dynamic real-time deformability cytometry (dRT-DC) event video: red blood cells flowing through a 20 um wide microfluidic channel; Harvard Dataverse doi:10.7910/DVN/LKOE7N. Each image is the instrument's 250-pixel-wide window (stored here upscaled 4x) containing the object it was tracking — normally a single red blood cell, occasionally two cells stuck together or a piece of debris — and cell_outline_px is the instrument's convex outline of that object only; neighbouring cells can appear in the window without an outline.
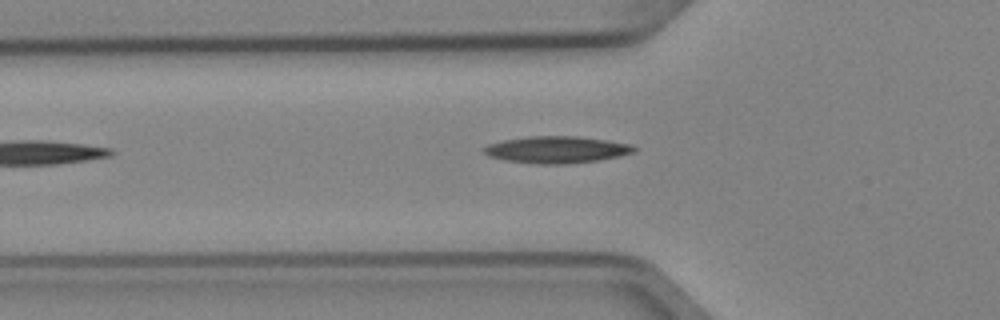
{"species": "Egyptian fruit bat (a non-hibernating species)", "species_latin": "Rousettus aegyptiacus", "temperature_condition": "cold", "stored_images_in_passage": 4, "camera_frame_rate_fps": 3000, "um_per_image_px": 0.085, "animal": {"sex": "female"}, "frame": {"image": 1, "passage_image": 3, "time_ms": 0.667, "image_size_px": [1000, 320], "cell_outline_px": [[636, 148], [632, 152], [616, 156], [596, 160], [564, 164], [536, 164], [504, 160], [488, 156], [484, 152], [484, 148], [488, 144], [504, 140], [528, 136], [576, 136], [608, 140], [628, 144]], "centroid_in_image_um": [47.24, 12.72], "position_along_channel_um": 78.6, "area_um2": 23.18}}
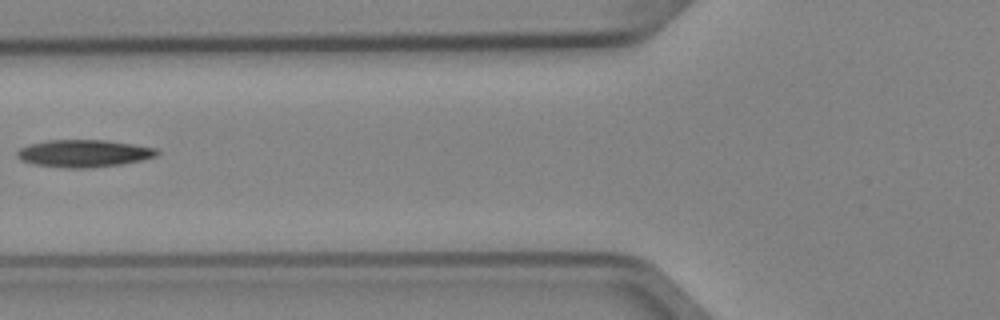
{"frame": {"image": 2, "passage_image": 4, "time_ms": 1.0, "image_size_px": [1000, 320], "cell_outline_px": [[160, 152], [156, 156], [140, 160], [120, 164], [84, 168], [68, 168], [36, 164], [20, 160], [16, 156], [16, 152], [20, 148], [32, 144], [48, 140], [104, 140], [132, 144], [156, 148]], "centroid_in_image_um": [7.12, 13.03], "position_along_channel_um": 118.7, "area_um2": 21.96}}